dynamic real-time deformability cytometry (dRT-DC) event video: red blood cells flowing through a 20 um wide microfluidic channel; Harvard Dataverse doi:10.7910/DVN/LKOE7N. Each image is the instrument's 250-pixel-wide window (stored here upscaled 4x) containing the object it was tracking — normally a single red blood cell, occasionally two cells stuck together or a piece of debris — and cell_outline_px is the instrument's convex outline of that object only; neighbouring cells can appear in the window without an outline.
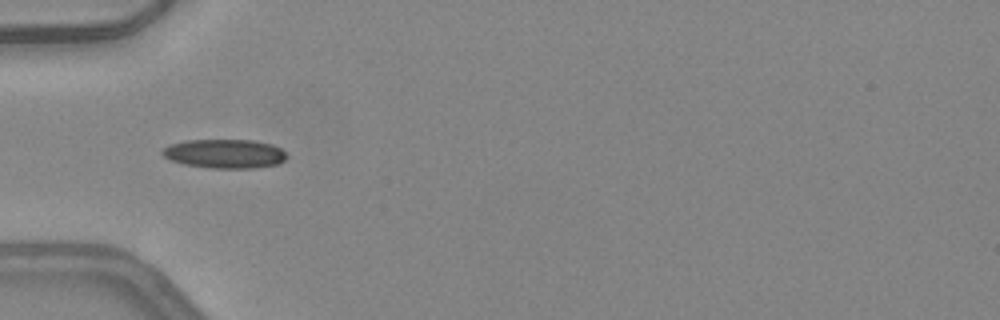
{"species": "common noctule bat (a hibernating species)", "species_latin": "Nyctalus noctula", "temperature_condition": "warm", "stored_images_in_passage": 32, "camera_frame_rate_fps": 3000, "um_per_image_px": 0.085, "animal": {"sex": "female", "body_mass_g": 24.6, "forearm_length_mm": 56.2}, "frame": {"image": 1, "passage_image": 1, "time_ms": 0.0, "image_size_px": [1000, 320], "cell_outline_px": [[288, 156], [284, 160], [276, 164], [256, 168], [208, 168], [184, 164], [172, 160], [164, 156], [160, 152], [168, 144], [184, 140], [252, 140], [272, 144], [280, 148]], "centroid_in_image_um": [19.08, 13.06], "position_along_channel_um": 65.9, "area_um2": 21.1}, "authors_computed_cell_mechanics": {"area_um2": 23.2356, "velocity_mm_per_s": 4.1967, "shape_relaxation_time_tau1_ms": 5.7582, "shape_relaxation_time_tau2_ms": 2.6094, "deformation_change_tau1": 0.1722, "deformation_change_tau2": 0.0739}}